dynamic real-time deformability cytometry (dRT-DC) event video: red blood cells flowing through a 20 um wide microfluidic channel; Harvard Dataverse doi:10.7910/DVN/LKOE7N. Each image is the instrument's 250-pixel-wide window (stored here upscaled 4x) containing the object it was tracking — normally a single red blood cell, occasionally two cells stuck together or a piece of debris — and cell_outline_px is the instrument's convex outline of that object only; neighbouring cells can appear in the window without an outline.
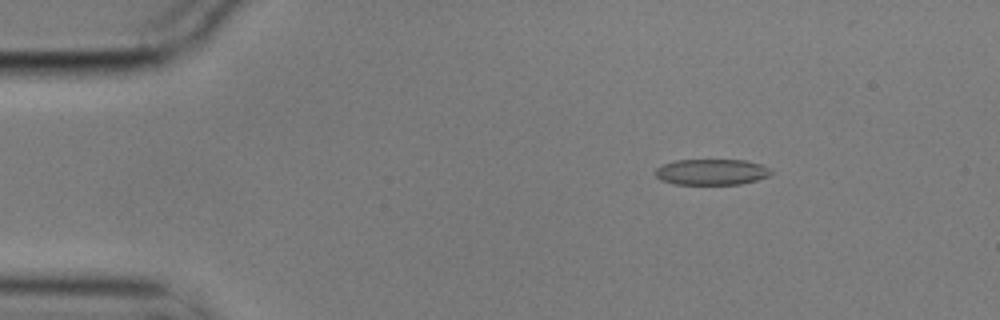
{"species": "common noctule bat (a hibernating species)", "species_latin": "Nyctalus noctula", "temperature_condition": "cold", "stored_images_in_passage": 7, "camera_frame_rate_fps": 3000, "um_per_image_px": 0.085, "animal": {"sex": "male", "body_mass_g": 17.9}, "frame": {"image": 1, "passage_image": 3, "time_ms": 0.667, "image_size_px": [1000, 320], "cell_outline_px": [[772, 172], [768, 176], [756, 180], [740, 184], [676, 184], [660, 180], [656, 176], [656, 168], [664, 164], [676, 160], [744, 160], [760, 164], [772, 168]], "centroid_in_image_um": [60.5, 14.61], "position_along_channel_um": 24.5, "area_um2": 17.4}}
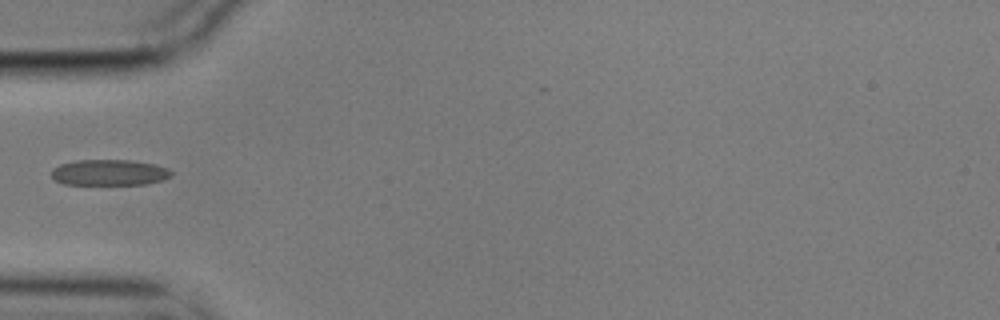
{"frame": {"image": 2, "passage_image": 6, "time_ms": 1.667, "image_size_px": [1000, 320], "cell_outline_px": [[172, 176], [160, 180], [144, 184], [64, 184], [52, 180], [52, 168], [60, 164], [76, 160], [128, 160], [152, 164], [168, 168], [172, 172]], "centroid_in_image_um": [9.24, 14.66], "position_along_channel_um": 75.8, "area_um2": 17.98}}